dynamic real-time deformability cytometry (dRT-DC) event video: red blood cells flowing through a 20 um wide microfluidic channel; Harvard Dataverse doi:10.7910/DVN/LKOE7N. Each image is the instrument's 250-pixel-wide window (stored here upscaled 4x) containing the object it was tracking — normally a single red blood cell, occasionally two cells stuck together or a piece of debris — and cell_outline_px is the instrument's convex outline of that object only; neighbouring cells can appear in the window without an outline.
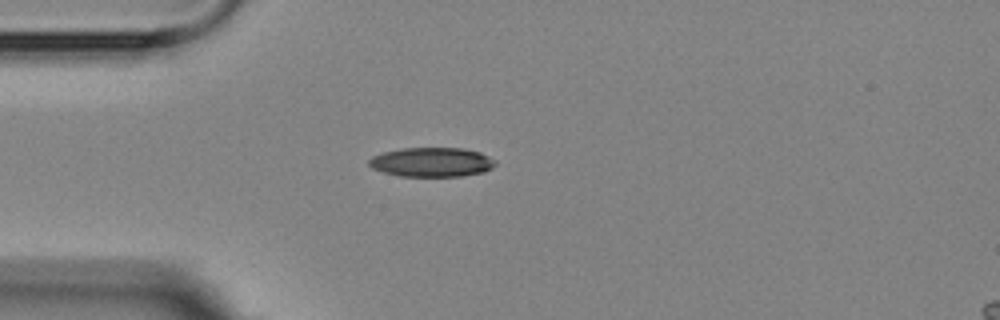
{"species": "Egyptian fruit bat (a non-hibernating species)", "species_latin": "Rousettus aegyptiacus", "temperature_condition": "room temperature", "stored_images_in_passage": 3, "camera_frame_rate_fps": 3000, "um_per_image_px": 0.085, "animal": {"sex": "female"}, "frame": {"image": 1, "passage_image": 2, "time_ms": 1.333, "image_size_px": [1000, 320], "cell_outline_px": [[496, 164], [492, 168], [484, 172], [460, 176], [400, 176], [384, 172], [372, 168], [368, 164], [368, 160], [372, 156], [384, 152], [404, 148], [464, 148], [480, 152], [496, 160]], "centroid_in_image_um": [36.72, 13.78], "position_along_channel_um": 48.3, "area_um2": 21.62}}